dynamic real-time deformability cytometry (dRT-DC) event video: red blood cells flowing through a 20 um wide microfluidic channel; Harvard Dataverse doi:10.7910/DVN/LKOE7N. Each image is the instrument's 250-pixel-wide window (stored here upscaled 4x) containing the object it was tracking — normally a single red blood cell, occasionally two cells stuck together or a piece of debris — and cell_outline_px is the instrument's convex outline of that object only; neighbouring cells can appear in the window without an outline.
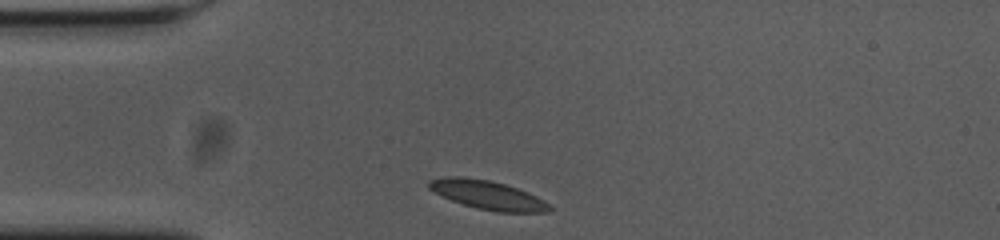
{"species": "common noctule bat (a hibernating species)", "species_latin": "Nyctalus noctula", "temperature_condition": "cold", "stored_images_in_passage": 33, "camera_frame_rate_fps": 3000, "um_per_image_px": 0.085, "animal": {"sex": "female", "body_mass_g": 23.0, "forearm_length_mm": 53.4}, "frame": {"image": 1, "passage_image": 2, "time_ms": 0.333, "image_size_px": [1000, 240], "cell_outline_px": [[552, 212], [496, 212], [476, 208], [452, 200], [428, 188], [428, 180], [444, 176], [460, 176], [488, 180], [504, 184], [528, 192], [544, 200], [552, 208]], "centroid_in_image_um": [41.46, 16.57], "position_along_channel_um": 43.5, "area_um2": 20.11}}
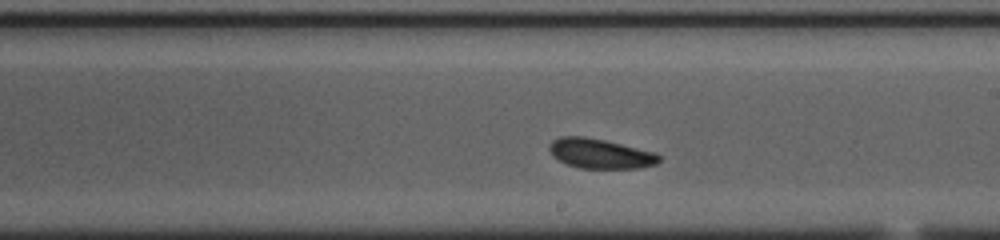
{"frame": {"image": 2, "passage_image": 20, "time_ms": 6.333, "image_size_px": [1000, 240], "cell_outline_px": [[660, 160], [656, 164], [640, 168], [580, 168], [568, 164], [552, 156], [548, 148], [548, 144], [552, 140], [560, 136], [584, 136], [604, 140], [656, 152], [660, 156]], "centroid_in_image_um": [51.0, 13.05], "position_along_channel_um": 238.0, "area_um2": 19.07}}
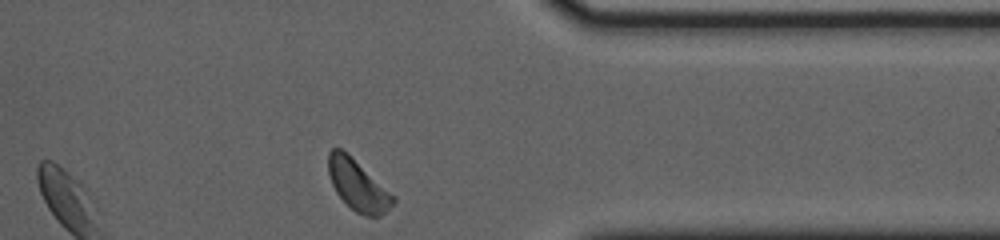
{"frame": {"image": 3, "passage_image": 33, "time_ms": 10.667, "image_size_px": [1000, 240], "cell_outline_px": [[396, 200], [380, 216], [368, 216], [356, 212], [336, 192], [332, 184], [328, 172], [328, 152], [332, 148], [340, 148], [396, 196]], "centroid_in_image_um": [30.41, 15.74], "position_along_channel_um": 381.0, "area_um2": 18.61}, "authors_computed_cell_mechanics": {"area_um2": 19.2474, "velocity_mm_per_s": 3.5752, "shape_relaxation_time_tau1_ms": 3.187, "shape_relaxation_time_tau2_ms": 6.1383, "deformation_change_tau1": 0.0562, "deformation_change_tau2": 0.1178}}